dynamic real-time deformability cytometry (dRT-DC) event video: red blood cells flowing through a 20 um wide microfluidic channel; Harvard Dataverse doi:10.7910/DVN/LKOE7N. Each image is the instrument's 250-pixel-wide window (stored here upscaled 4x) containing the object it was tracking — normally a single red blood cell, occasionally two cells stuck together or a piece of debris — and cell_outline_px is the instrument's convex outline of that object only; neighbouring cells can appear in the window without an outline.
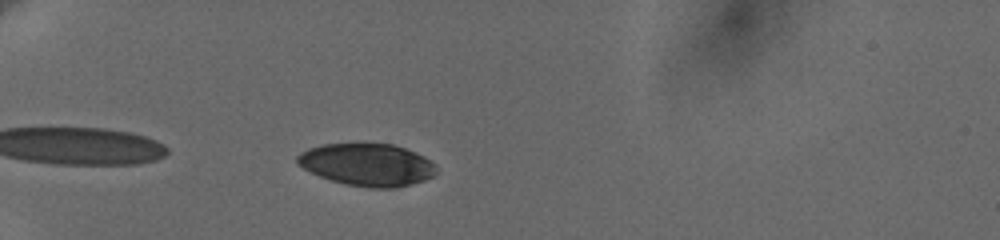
{"species": "human", "species_latin": "Homo sapiens", "temperature_condition": "cold", "stored_images_in_passage": 13, "camera_frame_rate_fps": 3000, "um_per_image_px": 0.085, "donor": {"sex": "female"}, "frame": {"image": 1, "passage_image": 5, "time_ms": 4.333, "image_size_px": [1000, 240], "cell_outline_px": [[436, 172], [432, 176], [424, 180], [412, 184], [396, 188], [368, 188], [344, 184], [320, 176], [296, 164], [296, 156], [300, 152], [308, 148], [324, 144], [392, 144], [404, 148], [436, 164]], "centroid_in_image_um": [31.18, 14.01], "position_along_channel_um": 53.8, "area_um2": 34.1}}
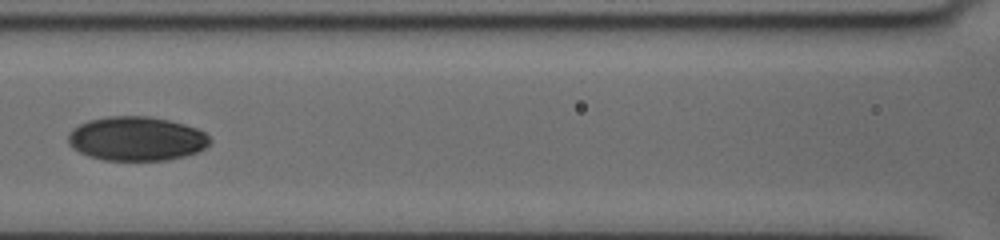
{"frame": {"image": 2, "passage_image": 8, "time_ms": 8.0, "image_size_px": [1000, 240], "cell_outline_px": [[212, 140], [204, 148], [196, 152], [184, 156], [168, 160], [104, 160], [88, 156], [72, 148], [68, 144], [68, 136], [72, 128], [88, 120], [108, 116], [148, 116], [168, 120], [184, 124], [196, 128], [204, 132]], "centroid_in_image_um": [11.58, 11.79], "position_along_channel_um": 155.0, "area_um2": 36.47}}
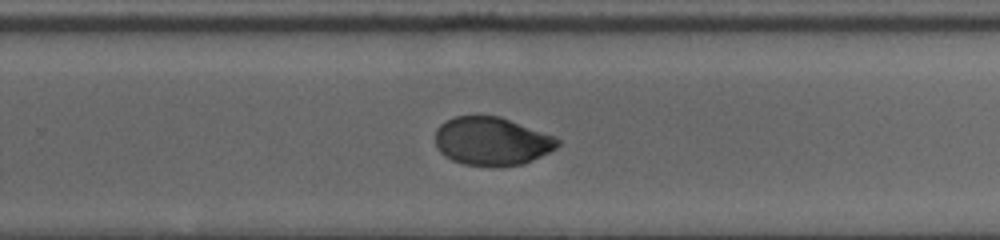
{"frame": {"image": 3, "passage_image": 12, "time_ms": 11.667, "image_size_px": [1000, 240], "cell_outline_px": [[560, 144], [556, 148], [524, 164], [500, 168], [488, 168], [464, 164], [452, 160], [444, 156], [436, 148], [436, 128], [440, 124], [456, 116], [500, 116], [556, 136], [560, 140]], "centroid_in_image_um": [41.81, 12.03], "position_along_channel_um": 288.0, "area_um2": 35.03}}